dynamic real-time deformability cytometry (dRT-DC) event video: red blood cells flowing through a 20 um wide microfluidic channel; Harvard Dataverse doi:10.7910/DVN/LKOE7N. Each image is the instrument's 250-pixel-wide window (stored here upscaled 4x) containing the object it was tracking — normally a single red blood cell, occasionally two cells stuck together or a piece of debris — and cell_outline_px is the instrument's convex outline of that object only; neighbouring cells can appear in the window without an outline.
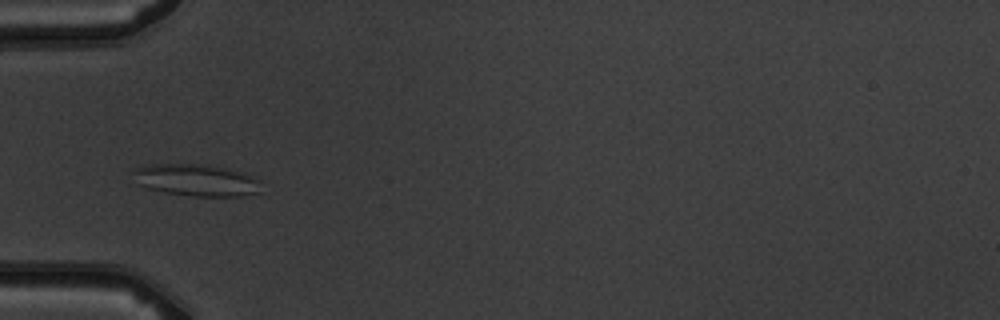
{"species": "common noctule bat (a hibernating species)", "species_latin": "Nyctalus noctula", "temperature_condition": "warm", "stored_images_in_passage": 5, "camera_frame_rate_fps": 3000, "um_per_image_px": 0.085, "animal": {"sex": "male", "body_mass_g": 19.5, "forearm_length_mm": 54.6}, "frame": {"image": 1, "passage_image": 3, "time_ms": 2.333, "image_size_px": [1000, 320], "cell_outline_px": [[260, 192], [244, 196], [192, 196], [164, 192], [148, 188], [136, 184], [132, 172], [136, 168], [148, 164], [208, 164], [228, 168], [244, 172], [260, 180]], "centroid_in_image_um": [16.69, 15.3], "position_along_channel_um": 68.3, "area_um2": 24.16}}
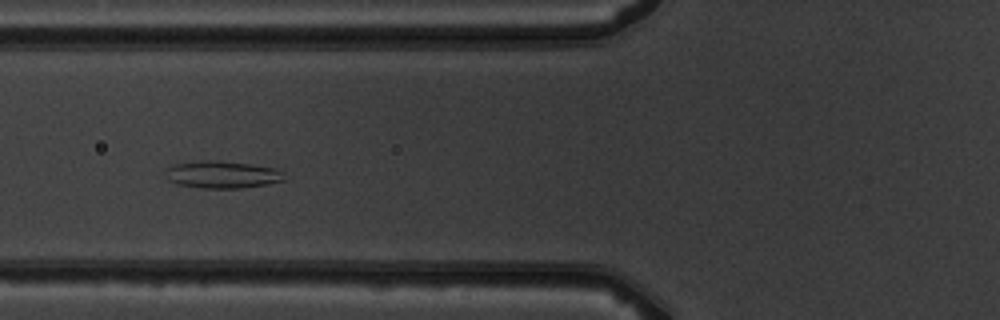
{"frame": {"image": 2, "passage_image": 4, "time_ms": 3.333, "image_size_px": [1000, 320], "cell_outline_px": [[284, 180], [268, 184], [240, 188], [200, 188], [176, 184], [168, 180], [164, 168], [176, 164], [208, 160], [216, 160], [252, 164], [276, 168], [284, 172]], "centroid_in_image_um": [18.89, 14.84], "position_along_channel_um": 106.9, "area_um2": 18.96}}
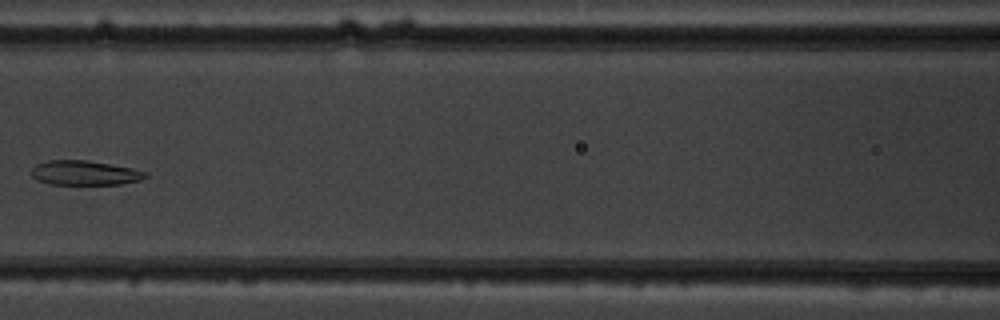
{"frame": {"image": 3, "passage_image": 5, "time_ms": 4.667, "image_size_px": [1000, 320], "cell_outline_px": [[148, 176], [140, 180], [120, 184], [48, 184], [36, 180], [32, 176], [32, 168], [36, 164], [48, 160], [88, 160], [132, 168], [148, 172]], "centroid_in_image_um": [7.19, 14.69], "position_along_channel_um": 159.4, "area_um2": 16.36}}